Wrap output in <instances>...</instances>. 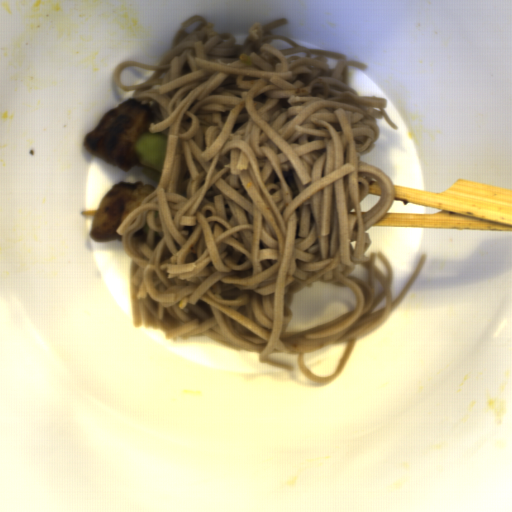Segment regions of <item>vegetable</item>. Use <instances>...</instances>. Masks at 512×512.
Listing matches in <instances>:
<instances>
[{
	"mask_svg": "<svg viewBox=\"0 0 512 512\" xmlns=\"http://www.w3.org/2000/svg\"><path fill=\"white\" fill-rule=\"evenodd\" d=\"M169 128L163 132H145L135 143V151L141 172L156 183H160L166 158Z\"/></svg>",
	"mask_w": 512,
	"mask_h": 512,
	"instance_id": "obj_1",
	"label": "vegetable"
}]
</instances>
